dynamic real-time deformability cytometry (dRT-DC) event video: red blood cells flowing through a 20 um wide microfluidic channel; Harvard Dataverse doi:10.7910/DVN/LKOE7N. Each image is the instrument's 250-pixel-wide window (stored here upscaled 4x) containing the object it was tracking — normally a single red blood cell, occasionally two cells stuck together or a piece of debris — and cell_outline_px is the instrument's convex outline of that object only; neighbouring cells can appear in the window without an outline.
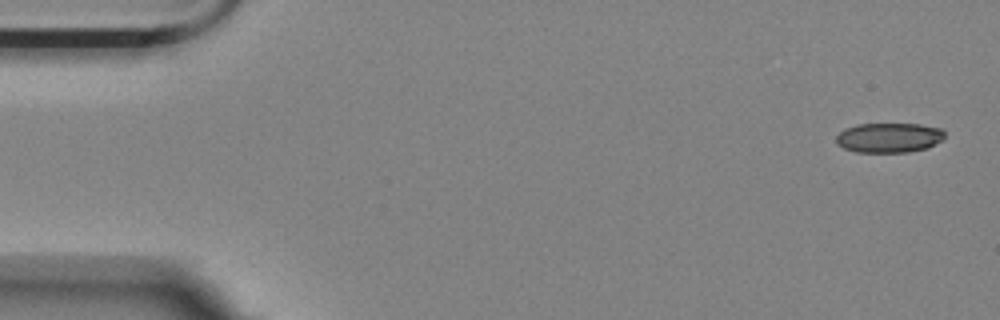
{"species": "Egyptian fruit bat (a non-hibernating species)", "species_latin": "Rousettus aegyptiacus", "temperature_condition": "room temperature", "stored_images_in_passage": 8, "camera_frame_rate_fps": 3000, "um_per_image_px": 0.085, "animal": {"sex": "female"}, "frame": {"image": 1, "passage_image": 1, "time_ms": 0.0, "image_size_px": [1000, 320], "cell_outline_px": [[944, 136], [940, 140], [928, 148], [908, 152], [856, 152], [844, 148], [836, 144], [836, 136], [844, 128], [856, 124], [920, 124], [940, 128], [944, 132]], "centroid_in_image_um": [75.53, 11.7], "position_along_channel_um": 9.5, "area_um2": 18.84}}